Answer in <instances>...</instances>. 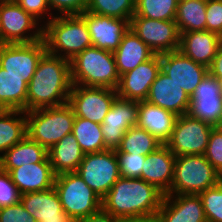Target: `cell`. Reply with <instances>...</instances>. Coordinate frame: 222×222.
Wrapping results in <instances>:
<instances>
[{
  "label": "cell",
  "mask_w": 222,
  "mask_h": 222,
  "mask_svg": "<svg viewBox=\"0 0 222 222\" xmlns=\"http://www.w3.org/2000/svg\"><path fill=\"white\" fill-rule=\"evenodd\" d=\"M71 87L70 61L46 51L27 86L26 112L68 103Z\"/></svg>",
  "instance_id": "obj_1"
},
{
  "label": "cell",
  "mask_w": 222,
  "mask_h": 222,
  "mask_svg": "<svg viewBox=\"0 0 222 222\" xmlns=\"http://www.w3.org/2000/svg\"><path fill=\"white\" fill-rule=\"evenodd\" d=\"M164 195L143 179L120 177L102 198V209L119 219L151 215L159 211Z\"/></svg>",
  "instance_id": "obj_2"
},
{
  "label": "cell",
  "mask_w": 222,
  "mask_h": 222,
  "mask_svg": "<svg viewBox=\"0 0 222 222\" xmlns=\"http://www.w3.org/2000/svg\"><path fill=\"white\" fill-rule=\"evenodd\" d=\"M43 39L48 53L69 61L92 46L88 27L80 15H55L43 26Z\"/></svg>",
  "instance_id": "obj_3"
},
{
  "label": "cell",
  "mask_w": 222,
  "mask_h": 222,
  "mask_svg": "<svg viewBox=\"0 0 222 222\" xmlns=\"http://www.w3.org/2000/svg\"><path fill=\"white\" fill-rule=\"evenodd\" d=\"M72 84L117 89L120 76L114 53L90 46L70 60Z\"/></svg>",
  "instance_id": "obj_4"
},
{
  "label": "cell",
  "mask_w": 222,
  "mask_h": 222,
  "mask_svg": "<svg viewBox=\"0 0 222 222\" xmlns=\"http://www.w3.org/2000/svg\"><path fill=\"white\" fill-rule=\"evenodd\" d=\"M27 136L47 151L72 133L75 113L69 103L26 112Z\"/></svg>",
  "instance_id": "obj_5"
},
{
  "label": "cell",
  "mask_w": 222,
  "mask_h": 222,
  "mask_svg": "<svg viewBox=\"0 0 222 222\" xmlns=\"http://www.w3.org/2000/svg\"><path fill=\"white\" fill-rule=\"evenodd\" d=\"M220 176L204 154L177 156L174 179L165 195L199 194L218 184Z\"/></svg>",
  "instance_id": "obj_6"
},
{
  "label": "cell",
  "mask_w": 222,
  "mask_h": 222,
  "mask_svg": "<svg viewBox=\"0 0 222 222\" xmlns=\"http://www.w3.org/2000/svg\"><path fill=\"white\" fill-rule=\"evenodd\" d=\"M54 189L63 210L76 222L102 208V199L88 187L77 172L56 175Z\"/></svg>",
  "instance_id": "obj_7"
},
{
  "label": "cell",
  "mask_w": 222,
  "mask_h": 222,
  "mask_svg": "<svg viewBox=\"0 0 222 222\" xmlns=\"http://www.w3.org/2000/svg\"><path fill=\"white\" fill-rule=\"evenodd\" d=\"M39 24L14 0H1L0 44L31 43L43 39V26Z\"/></svg>",
  "instance_id": "obj_8"
},
{
  "label": "cell",
  "mask_w": 222,
  "mask_h": 222,
  "mask_svg": "<svg viewBox=\"0 0 222 222\" xmlns=\"http://www.w3.org/2000/svg\"><path fill=\"white\" fill-rule=\"evenodd\" d=\"M76 172L101 199L121 177L115 150L84 154Z\"/></svg>",
  "instance_id": "obj_9"
},
{
  "label": "cell",
  "mask_w": 222,
  "mask_h": 222,
  "mask_svg": "<svg viewBox=\"0 0 222 222\" xmlns=\"http://www.w3.org/2000/svg\"><path fill=\"white\" fill-rule=\"evenodd\" d=\"M214 126L188 113L178 116L170 139L165 145L177 156L203 155Z\"/></svg>",
  "instance_id": "obj_10"
},
{
  "label": "cell",
  "mask_w": 222,
  "mask_h": 222,
  "mask_svg": "<svg viewBox=\"0 0 222 222\" xmlns=\"http://www.w3.org/2000/svg\"><path fill=\"white\" fill-rule=\"evenodd\" d=\"M129 28L157 55L179 50L180 32L175 20L132 17Z\"/></svg>",
  "instance_id": "obj_11"
},
{
  "label": "cell",
  "mask_w": 222,
  "mask_h": 222,
  "mask_svg": "<svg viewBox=\"0 0 222 222\" xmlns=\"http://www.w3.org/2000/svg\"><path fill=\"white\" fill-rule=\"evenodd\" d=\"M117 96L116 89L72 84L68 103L75 117L102 124Z\"/></svg>",
  "instance_id": "obj_12"
},
{
  "label": "cell",
  "mask_w": 222,
  "mask_h": 222,
  "mask_svg": "<svg viewBox=\"0 0 222 222\" xmlns=\"http://www.w3.org/2000/svg\"><path fill=\"white\" fill-rule=\"evenodd\" d=\"M46 51L44 39L31 43L0 44V67L9 74L25 77L28 85Z\"/></svg>",
  "instance_id": "obj_13"
},
{
  "label": "cell",
  "mask_w": 222,
  "mask_h": 222,
  "mask_svg": "<svg viewBox=\"0 0 222 222\" xmlns=\"http://www.w3.org/2000/svg\"><path fill=\"white\" fill-rule=\"evenodd\" d=\"M138 101L117 96L101 125L104 144L108 150H116L124 133L137 125Z\"/></svg>",
  "instance_id": "obj_14"
},
{
  "label": "cell",
  "mask_w": 222,
  "mask_h": 222,
  "mask_svg": "<svg viewBox=\"0 0 222 222\" xmlns=\"http://www.w3.org/2000/svg\"><path fill=\"white\" fill-rule=\"evenodd\" d=\"M222 106V83L209 72L190 96L188 114L216 126Z\"/></svg>",
  "instance_id": "obj_15"
},
{
  "label": "cell",
  "mask_w": 222,
  "mask_h": 222,
  "mask_svg": "<svg viewBox=\"0 0 222 222\" xmlns=\"http://www.w3.org/2000/svg\"><path fill=\"white\" fill-rule=\"evenodd\" d=\"M160 70L161 55L155 54L135 69L121 75L116 89L118 97L138 102L146 100L150 87Z\"/></svg>",
  "instance_id": "obj_16"
},
{
  "label": "cell",
  "mask_w": 222,
  "mask_h": 222,
  "mask_svg": "<svg viewBox=\"0 0 222 222\" xmlns=\"http://www.w3.org/2000/svg\"><path fill=\"white\" fill-rule=\"evenodd\" d=\"M161 70L190 96L208 73V68L194 62L180 50L161 54Z\"/></svg>",
  "instance_id": "obj_17"
},
{
  "label": "cell",
  "mask_w": 222,
  "mask_h": 222,
  "mask_svg": "<svg viewBox=\"0 0 222 222\" xmlns=\"http://www.w3.org/2000/svg\"><path fill=\"white\" fill-rule=\"evenodd\" d=\"M80 16L86 22L92 45L99 49L114 52L119 47L123 35L129 30L130 20L93 14L87 11Z\"/></svg>",
  "instance_id": "obj_18"
},
{
  "label": "cell",
  "mask_w": 222,
  "mask_h": 222,
  "mask_svg": "<svg viewBox=\"0 0 222 222\" xmlns=\"http://www.w3.org/2000/svg\"><path fill=\"white\" fill-rule=\"evenodd\" d=\"M146 101L181 116L188 113L190 95L160 70L150 87Z\"/></svg>",
  "instance_id": "obj_19"
},
{
  "label": "cell",
  "mask_w": 222,
  "mask_h": 222,
  "mask_svg": "<svg viewBox=\"0 0 222 222\" xmlns=\"http://www.w3.org/2000/svg\"><path fill=\"white\" fill-rule=\"evenodd\" d=\"M159 222H207L198 194L164 195Z\"/></svg>",
  "instance_id": "obj_20"
},
{
  "label": "cell",
  "mask_w": 222,
  "mask_h": 222,
  "mask_svg": "<svg viewBox=\"0 0 222 222\" xmlns=\"http://www.w3.org/2000/svg\"><path fill=\"white\" fill-rule=\"evenodd\" d=\"M176 156L162 144L147 155L140 179L155 185L164 194L170 191L175 169Z\"/></svg>",
  "instance_id": "obj_21"
},
{
  "label": "cell",
  "mask_w": 222,
  "mask_h": 222,
  "mask_svg": "<svg viewBox=\"0 0 222 222\" xmlns=\"http://www.w3.org/2000/svg\"><path fill=\"white\" fill-rule=\"evenodd\" d=\"M13 183L22 194L45 191L55 184L56 174L48 156L40 163H30L12 169L10 172Z\"/></svg>",
  "instance_id": "obj_22"
},
{
  "label": "cell",
  "mask_w": 222,
  "mask_h": 222,
  "mask_svg": "<svg viewBox=\"0 0 222 222\" xmlns=\"http://www.w3.org/2000/svg\"><path fill=\"white\" fill-rule=\"evenodd\" d=\"M220 46V37L214 32L191 31L180 33L179 50L194 62L209 68Z\"/></svg>",
  "instance_id": "obj_23"
},
{
  "label": "cell",
  "mask_w": 222,
  "mask_h": 222,
  "mask_svg": "<svg viewBox=\"0 0 222 222\" xmlns=\"http://www.w3.org/2000/svg\"><path fill=\"white\" fill-rule=\"evenodd\" d=\"M178 116L148 101L138 102L137 126L152 134L162 144L171 137Z\"/></svg>",
  "instance_id": "obj_24"
},
{
  "label": "cell",
  "mask_w": 222,
  "mask_h": 222,
  "mask_svg": "<svg viewBox=\"0 0 222 222\" xmlns=\"http://www.w3.org/2000/svg\"><path fill=\"white\" fill-rule=\"evenodd\" d=\"M119 76L151 59L155 53L130 28L113 52Z\"/></svg>",
  "instance_id": "obj_25"
},
{
  "label": "cell",
  "mask_w": 222,
  "mask_h": 222,
  "mask_svg": "<svg viewBox=\"0 0 222 222\" xmlns=\"http://www.w3.org/2000/svg\"><path fill=\"white\" fill-rule=\"evenodd\" d=\"M20 202L37 222H41L43 218L69 217L63 210L54 187L45 191L22 194Z\"/></svg>",
  "instance_id": "obj_26"
},
{
  "label": "cell",
  "mask_w": 222,
  "mask_h": 222,
  "mask_svg": "<svg viewBox=\"0 0 222 222\" xmlns=\"http://www.w3.org/2000/svg\"><path fill=\"white\" fill-rule=\"evenodd\" d=\"M48 159L56 175L76 172L84 153L73 133L67 134L48 150Z\"/></svg>",
  "instance_id": "obj_27"
},
{
  "label": "cell",
  "mask_w": 222,
  "mask_h": 222,
  "mask_svg": "<svg viewBox=\"0 0 222 222\" xmlns=\"http://www.w3.org/2000/svg\"><path fill=\"white\" fill-rule=\"evenodd\" d=\"M47 154L48 151L42 145L26 136L0 157V168L10 172L24 164L40 163L48 156Z\"/></svg>",
  "instance_id": "obj_28"
},
{
  "label": "cell",
  "mask_w": 222,
  "mask_h": 222,
  "mask_svg": "<svg viewBox=\"0 0 222 222\" xmlns=\"http://www.w3.org/2000/svg\"><path fill=\"white\" fill-rule=\"evenodd\" d=\"M26 136V112L0 109V157Z\"/></svg>",
  "instance_id": "obj_29"
},
{
  "label": "cell",
  "mask_w": 222,
  "mask_h": 222,
  "mask_svg": "<svg viewBox=\"0 0 222 222\" xmlns=\"http://www.w3.org/2000/svg\"><path fill=\"white\" fill-rule=\"evenodd\" d=\"M27 86L25 77L14 76L0 67V109L26 112Z\"/></svg>",
  "instance_id": "obj_30"
},
{
  "label": "cell",
  "mask_w": 222,
  "mask_h": 222,
  "mask_svg": "<svg viewBox=\"0 0 222 222\" xmlns=\"http://www.w3.org/2000/svg\"><path fill=\"white\" fill-rule=\"evenodd\" d=\"M175 22L180 33L206 30V0L178 1Z\"/></svg>",
  "instance_id": "obj_31"
},
{
  "label": "cell",
  "mask_w": 222,
  "mask_h": 222,
  "mask_svg": "<svg viewBox=\"0 0 222 222\" xmlns=\"http://www.w3.org/2000/svg\"><path fill=\"white\" fill-rule=\"evenodd\" d=\"M72 133L84 154L108 150L104 144L101 125L98 123L75 117Z\"/></svg>",
  "instance_id": "obj_32"
},
{
  "label": "cell",
  "mask_w": 222,
  "mask_h": 222,
  "mask_svg": "<svg viewBox=\"0 0 222 222\" xmlns=\"http://www.w3.org/2000/svg\"><path fill=\"white\" fill-rule=\"evenodd\" d=\"M162 143L148 131L139 126L130 127L121 139L120 146L115 152L134 153L147 156L154 152Z\"/></svg>",
  "instance_id": "obj_33"
},
{
  "label": "cell",
  "mask_w": 222,
  "mask_h": 222,
  "mask_svg": "<svg viewBox=\"0 0 222 222\" xmlns=\"http://www.w3.org/2000/svg\"><path fill=\"white\" fill-rule=\"evenodd\" d=\"M178 0H135V14L157 20H175Z\"/></svg>",
  "instance_id": "obj_34"
},
{
  "label": "cell",
  "mask_w": 222,
  "mask_h": 222,
  "mask_svg": "<svg viewBox=\"0 0 222 222\" xmlns=\"http://www.w3.org/2000/svg\"><path fill=\"white\" fill-rule=\"evenodd\" d=\"M86 11L130 20L135 14V0H88Z\"/></svg>",
  "instance_id": "obj_35"
},
{
  "label": "cell",
  "mask_w": 222,
  "mask_h": 222,
  "mask_svg": "<svg viewBox=\"0 0 222 222\" xmlns=\"http://www.w3.org/2000/svg\"><path fill=\"white\" fill-rule=\"evenodd\" d=\"M198 195L202 201L206 221L207 222H222V184L221 182L199 193Z\"/></svg>",
  "instance_id": "obj_36"
},
{
  "label": "cell",
  "mask_w": 222,
  "mask_h": 222,
  "mask_svg": "<svg viewBox=\"0 0 222 222\" xmlns=\"http://www.w3.org/2000/svg\"><path fill=\"white\" fill-rule=\"evenodd\" d=\"M118 163L120 175L123 178H140L142 174V167H144L145 155H136L125 152H115Z\"/></svg>",
  "instance_id": "obj_37"
},
{
  "label": "cell",
  "mask_w": 222,
  "mask_h": 222,
  "mask_svg": "<svg viewBox=\"0 0 222 222\" xmlns=\"http://www.w3.org/2000/svg\"><path fill=\"white\" fill-rule=\"evenodd\" d=\"M204 155L215 170L222 175V129L212 128Z\"/></svg>",
  "instance_id": "obj_38"
},
{
  "label": "cell",
  "mask_w": 222,
  "mask_h": 222,
  "mask_svg": "<svg viewBox=\"0 0 222 222\" xmlns=\"http://www.w3.org/2000/svg\"><path fill=\"white\" fill-rule=\"evenodd\" d=\"M21 193L13 183L9 172L0 168V208L20 202Z\"/></svg>",
  "instance_id": "obj_39"
},
{
  "label": "cell",
  "mask_w": 222,
  "mask_h": 222,
  "mask_svg": "<svg viewBox=\"0 0 222 222\" xmlns=\"http://www.w3.org/2000/svg\"><path fill=\"white\" fill-rule=\"evenodd\" d=\"M14 1L21 8H23L28 14H30L33 18H35L38 22L40 21V25L42 24L43 20H46L45 22L43 21L44 24H42V26H44L55 16L54 13L55 11H53V13L50 12L51 10L48 0H14Z\"/></svg>",
  "instance_id": "obj_40"
},
{
  "label": "cell",
  "mask_w": 222,
  "mask_h": 222,
  "mask_svg": "<svg viewBox=\"0 0 222 222\" xmlns=\"http://www.w3.org/2000/svg\"><path fill=\"white\" fill-rule=\"evenodd\" d=\"M206 30L222 34V0H206Z\"/></svg>",
  "instance_id": "obj_41"
},
{
  "label": "cell",
  "mask_w": 222,
  "mask_h": 222,
  "mask_svg": "<svg viewBox=\"0 0 222 222\" xmlns=\"http://www.w3.org/2000/svg\"><path fill=\"white\" fill-rule=\"evenodd\" d=\"M50 10L56 15H81L87 10L88 0H48Z\"/></svg>",
  "instance_id": "obj_42"
},
{
  "label": "cell",
  "mask_w": 222,
  "mask_h": 222,
  "mask_svg": "<svg viewBox=\"0 0 222 222\" xmlns=\"http://www.w3.org/2000/svg\"><path fill=\"white\" fill-rule=\"evenodd\" d=\"M0 222H37L21 202L0 208Z\"/></svg>",
  "instance_id": "obj_43"
},
{
  "label": "cell",
  "mask_w": 222,
  "mask_h": 222,
  "mask_svg": "<svg viewBox=\"0 0 222 222\" xmlns=\"http://www.w3.org/2000/svg\"><path fill=\"white\" fill-rule=\"evenodd\" d=\"M80 222H121V219L112 216L101 208L99 211L82 219Z\"/></svg>",
  "instance_id": "obj_44"
},
{
  "label": "cell",
  "mask_w": 222,
  "mask_h": 222,
  "mask_svg": "<svg viewBox=\"0 0 222 222\" xmlns=\"http://www.w3.org/2000/svg\"><path fill=\"white\" fill-rule=\"evenodd\" d=\"M208 72L222 83V46L220 45Z\"/></svg>",
  "instance_id": "obj_45"
},
{
  "label": "cell",
  "mask_w": 222,
  "mask_h": 222,
  "mask_svg": "<svg viewBox=\"0 0 222 222\" xmlns=\"http://www.w3.org/2000/svg\"><path fill=\"white\" fill-rule=\"evenodd\" d=\"M121 222H159L157 213L121 219Z\"/></svg>",
  "instance_id": "obj_46"
},
{
  "label": "cell",
  "mask_w": 222,
  "mask_h": 222,
  "mask_svg": "<svg viewBox=\"0 0 222 222\" xmlns=\"http://www.w3.org/2000/svg\"><path fill=\"white\" fill-rule=\"evenodd\" d=\"M41 222H76L72 217H50L43 218Z\"/></svg>",
  "instance_id": "obj_47"
},
{
  "label": "cell",
  "mask_w": 222,
  "mask_h": 222,
  "mask_svg": "<svg viewBox=\"0 0 222 222\" xmlns=\"http://www.w3.org/2000/svg\"><path fill=\"white\" fill-rule=\"evenodd\" d=\"M215 127L222 129V106L220 109L218 124Z\"/></svg>",
  "instance_id": "obj_48"
},
{
  "label": "cell",
  "mask_w": 222,
  "mask_h": 222,
  "mask_svg": "<svg viewBox=\"0 0 222 222\" xmlns=\"http://www.w3.org/2000/svg\"><path fill=\"white\" fill-rule=\"evenodd\" d=\"M219 37H220V45L222 46V34Z\"/></svg>",
  "instance_id": "obj_49"
}]
</instances>
